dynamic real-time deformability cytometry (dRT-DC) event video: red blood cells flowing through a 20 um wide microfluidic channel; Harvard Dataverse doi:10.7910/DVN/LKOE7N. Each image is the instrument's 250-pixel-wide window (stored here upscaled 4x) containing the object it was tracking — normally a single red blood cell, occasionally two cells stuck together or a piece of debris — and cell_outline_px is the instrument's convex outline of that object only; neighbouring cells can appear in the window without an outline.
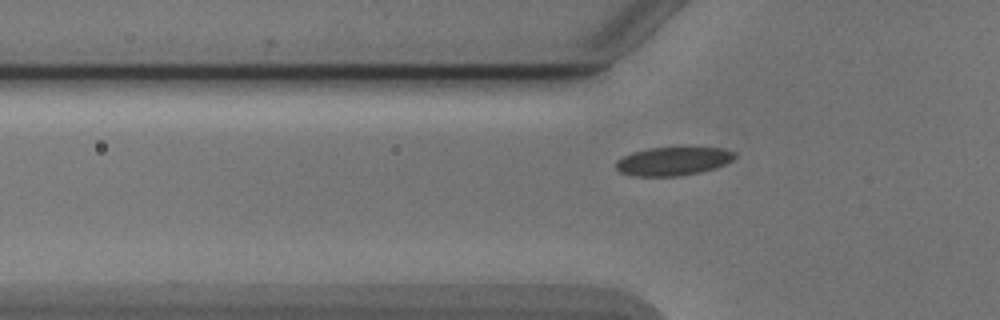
{"species": "Egyptian fruit bat (a non-hibernating species)", "species_latin": "Rousettus aegyptiacus", "temperature_condition": "cold", "stored_images_in_passage": 35, "camera_frame_rate_fps": 3000, "um_per_image_px": 0.085, "animal": {"sex": "male"}, "frame": {"image": 1, "passage_image": 5, "time_ms": 1.333, "image_size_px": [1000, 320], "cell_outline_px": [[736, 156], [732, 160], [724, 164], [700, 172], [680, 176], [632, 176], [620, 172], [616, 168], [616, 160], [632, 152], [648, 148], [692, 144], [724, 148], [736, 152]], "centroid_in_image_um": [57.26, 13.64], "position_along_channel_um": 68.5, "area_um2": 20.69}}
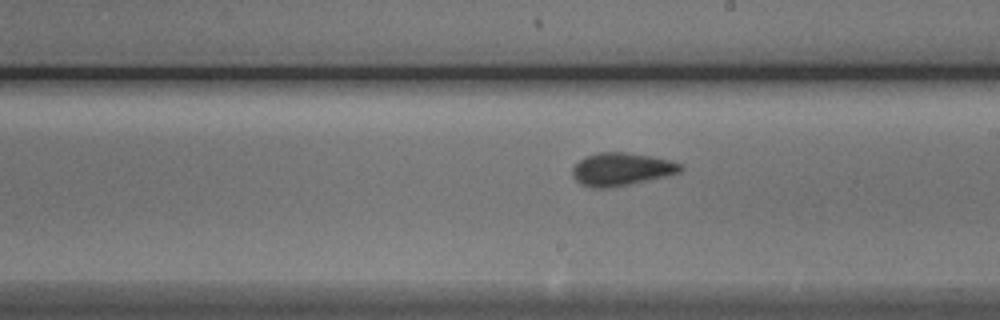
{"frame": {"image": 2, "passage_image": 18, "time_ms": 5.667, "image_size_px": [1000, 320], "cell_outline_px": [[684, 168], [680, 172], [668, 176], [608, 188], [592, 188], [580, 184], [572, 176], [572, 168], [584, 156], [596, 152], [628, 152], [668, 160], [680, 164]], "centroid_in_image_um": [52.78, 14.38], "position_along_channel_um": 236.2, "area_um2": 20.69}}
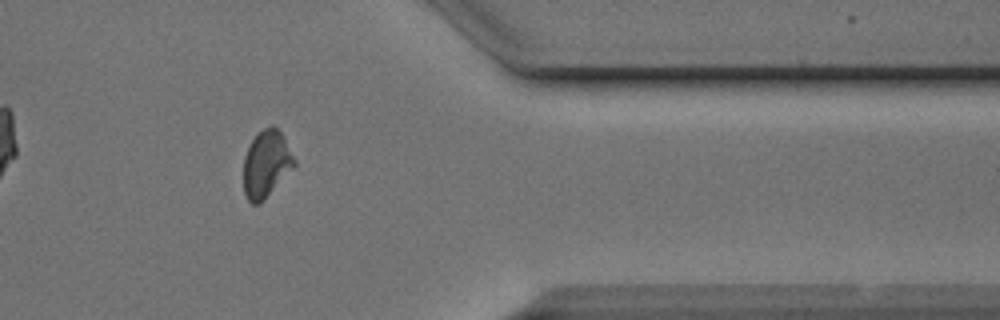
{"frame": {"image": 3, "passage_image": 31, "time_ms": 10.0, "image_size_px": [1000, 320], "cell_outline_px": [[296, 164], [264, 200], [260, 204], [252, 204], [248, 200], [244, 192], [244, 156], [248, 144], [256, 132], [272, 124], [280, 132], [296, 160]], "centroid_in_image_um": [22.61, 13.92], "position_along_channel_um": 388.8, "area_um2": 19.83}}